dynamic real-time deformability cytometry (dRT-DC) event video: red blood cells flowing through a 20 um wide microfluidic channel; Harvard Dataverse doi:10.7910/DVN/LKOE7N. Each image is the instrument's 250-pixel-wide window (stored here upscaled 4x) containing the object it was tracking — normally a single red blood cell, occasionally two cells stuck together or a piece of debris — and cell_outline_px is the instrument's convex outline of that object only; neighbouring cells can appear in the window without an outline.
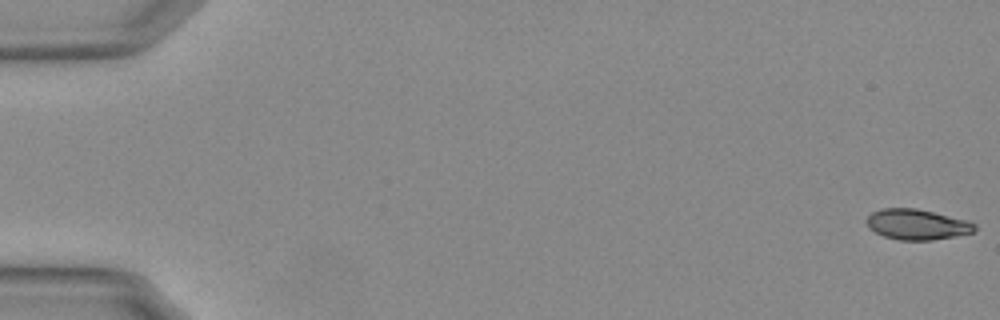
{"species": "Egyptian fruit bat (a non-hibernating species)", "species_latin": "Rousettus aegyptiacus", "temperature_condition": "warm", "stored_images_in_passage": 13, "camera_frame_rate_fps": 3000, "um_per_image_px": 0.085, "animal": {"sex": "female"}, "frame": {"image": 1, "passage_image": 1, "time_ms": 0.0, "image_size_px": [1000, 320], "cell_outline_px": [[976, 228], [972, 232], [956, 236], [932, 240], [900, 240], [884, 236], [868, 228], [864, 220], [872, 212], [880, 208], [916, 208], [968, 220], [976, 224]], "centroid_in_image_um": [77.92, 19.07], "position_along_channel_um": 7.1, "area_um2": 19.31}}